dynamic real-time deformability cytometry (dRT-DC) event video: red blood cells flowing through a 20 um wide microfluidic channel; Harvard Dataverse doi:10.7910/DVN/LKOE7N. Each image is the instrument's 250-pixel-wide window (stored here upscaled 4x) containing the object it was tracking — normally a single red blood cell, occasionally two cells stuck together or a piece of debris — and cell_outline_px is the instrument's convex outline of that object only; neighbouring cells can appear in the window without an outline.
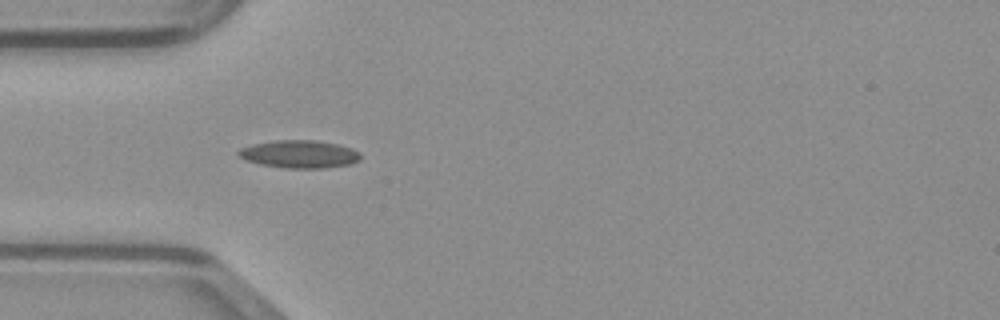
{"species": "common noctule bat (a hibernating species)", "species_latin": "Nyctalus noctula", "temperature_condition": "warm", "stored_images_in_passage": 17, "camera_frame_rate_fps": 3000, "um_per_image_px": 0.085, "animal": {"sex": "male", "body_mass_g": 23.1, "forearm_length_mm": 52.7}, "frame": {"image": 1, "passage_image": 6, "time_ms": 1.667, "image_size_px": [1000, 320], "cell_outline_px": [[360, 160], [352, 164], [320, 168], [284, 168], [260, 164], [248, 160], [240, 156], [236, 152], [240, 148], [252, 144], [272, 140], [316, 140], [336, 144], [352, 148], [360, 152]], "centroid_in_image_um": [25.46, 13.09], "position_along_channel_um": 59.5, "area_um2": 19.77}}